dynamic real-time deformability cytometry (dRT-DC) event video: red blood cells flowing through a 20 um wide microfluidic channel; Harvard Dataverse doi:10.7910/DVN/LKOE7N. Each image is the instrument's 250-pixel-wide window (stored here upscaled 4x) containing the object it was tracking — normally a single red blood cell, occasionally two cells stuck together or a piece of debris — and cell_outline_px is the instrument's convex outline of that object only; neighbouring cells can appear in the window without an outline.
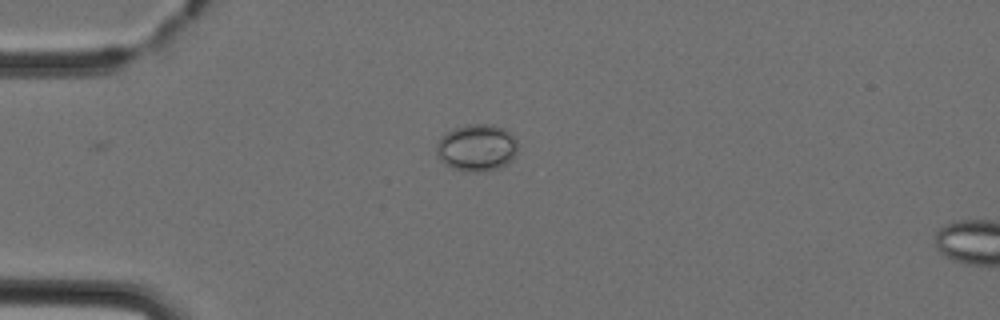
{"species": "Egyptian fruit bat (a non-hibernating species)", "species_latin": "Rousettus aegyptiacus", "temperature_condition": "cold", "stored_images_in_passage": 2, "camera_frame_rate_fps": 3000, "um_per_image_px": 0.085, "animal": {"sex": "female"}, "frame": {"image": 1, "passage_image": 1, "time_ms": 0.0, "image_size_px": [1000, 320], "cell_outline_px": [[516, 152], [500, 168], [484, 172], [464, 172], [444, 164], [440, 160], [436, 152], [436, 144], [440, 136], [452, 128], [468, 124], [492, 124], [504, 128], [516, 140]], "centroid_in_image_um": [40.46, 12.55], "position_along_channel_um": 44.5, "area_um2": 22.37}}